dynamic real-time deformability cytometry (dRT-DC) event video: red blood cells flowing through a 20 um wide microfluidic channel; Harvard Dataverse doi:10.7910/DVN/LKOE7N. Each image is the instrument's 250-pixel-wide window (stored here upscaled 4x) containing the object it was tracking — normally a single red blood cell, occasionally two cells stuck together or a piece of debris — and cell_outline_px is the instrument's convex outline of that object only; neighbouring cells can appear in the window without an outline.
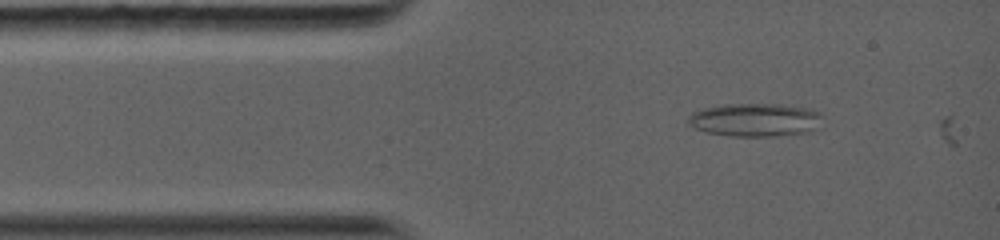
{"species": "common noctule bat (a hibernating species)", "species_latin": "Nyctalus noctula", "temperature_condition": "warm", "stored_images_in_passage": 3, "camera_frame_rate_fps": 5000, "um_per_image_px": 0.085, "animal": {"sex": "female", "body_mass_g": 19.0, "forearm_length_mm": 56.7}, "frame": {"image": 1, "passage_image": 2, "time_ms": 1.2, "image_size_px": [1000, 240], "cell_outline_px": [[824, 116], [820, 128], [804, 132], [776, 136], [732, 136], [704, 132], [692, 128], [688, 124], [688, 116], [692, 112], [704, 108], [724, 104], [780, 104], [808, 108], [820, 112]], "centroid_in_image_um": [64.2, 10.19], "position_along_channel_um": 20.8, "area_um2": 26.41}}